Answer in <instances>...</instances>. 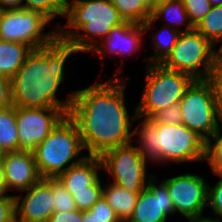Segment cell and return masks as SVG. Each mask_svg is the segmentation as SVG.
Segmentation results:
<instances>
[{"instance_id":"cell-42","label":"cell","mask_w":222,"mask_h":222,"mask_svg":"<svg viewBox=\"0 0 222 222\" xmlns=\"http://www.w3.org/2000/svg\"><path fill=\"white\" fill-rule=\"evenodd\" d=\"M143 2L152 10L155 6V0H143Z\"/></svg>"},{"instance_id":"cell-3","label":"cell","mask_w":222,"mask_h":222,"mask_svg":"<svg viewBox=\"0 0 222 222\" xmlns=\"http://www.w3.org/2000/svg\"><path fill=\"white\" fill-rule=\"evenodd\" d=\"M132 143L158 170L172 164L177 167L187 164L189 168L205 161L206 140L182 123L164 124L136 116Z\"/></svg>"},{"instance_id":"cell-39","label":"cell","mask_w":222,"mask_h":222,"mask_svg":"<svg viewBox=\"0 0 222 222\" xmlns=\"http://www.w3.org/2000/svg\"><path fill=\"white\" fill-rule=\"evenodd\" d=\"M0 192L4 195L7 194L6 184L4 180V172H3V165L0 160Z\"/></svg>"},{"instance_id":"cell-8","label":"cell","mask_w":222,"mask_h":222,"mask_svg":"<svg viewBox=\"0 0 222 222\" xmlns=\"http://www.w3.org/2000/svg\"><path fill=\"white\" fill-rule=\"evenodd\" d=\"M57 30L47 17L37 11L25 8L4 10L0 21V40L20 42L34 50L51 44L58 37Z\"/></svg>"},{"instance_id":"cell-26","label":"cell","mask_w":222,"mask_h":222,"mask_svg":"<svg viewBox=\"0 0 222 222\" xmlns=\"http://www.w3.org/2000/svg\"><path fill=\"white\" fill-rule=\"evenodd\" d=\"M204 163L212 177H222V127L206 140Z\"/></svg>"},{"instance_id":"cell-25","label":"cell","mask_w":222,"mask_h":222,"mask_svg":"<svg viewBox=\"0 0 222 222\" xmlns=\"http://www.w3.org/2000/svg\"><path fill=\"white\" fill-rule=\"evenodd\" d=\"M24 8L42 13L58 28L64 21L66 0H24Z\"/></svg>"},{"instance_id":"cell-9","label":"cell","mask_w":222,"mask_h":222,"mask_svg":"<svg viewBox=\"0 0 222 222\" xmlns=\"http://www.w3.org/2000/svg\"><path fill=\"white\" fill-rule=\"evenodd\" d=\"M214 63L215 46L194 28L180 33L171 54L162 65L188 74L195 80H203L212 72Z\"/></svg>"},{"instance_id":"cell-1","label":"cell","mask_w":222,"mask_h":222,"mask_svg":"<svg viewBox=\"0 0 222 222\" xmlns=\"http://www.w3.org/2000/svg\"><path fill=\"white\" fill-rule=\"evenodd\" d=\"M101 77L84 88L74 87L68 112L78 128L87 156H100L109 149L130 144L137 116L136 109L132 111L127 107L130 75L107 80Z\"/></svg>"},{"instance_id":"cell-41","label":"cell","mask_w":222,"mask_h":222,"mask_svg":"<svg viewBox=\"0 0 222 222\" xmlns=\"http://www.w3.org/2000/svg\"><path fill=\"white\" fill-rule=\"evenodd\" d=\"M83 222H96V221L94 220L92 214L88 210H86L83 211Z\"/></svg>"},{"instance_id":"cell-17","label":"cell","mask_w":222,"mask_h":222,"mask_svg":"<svg viewBox=\"0 0 222 222\" xmlns=\"http://www.w3.org/2000/svg\"><path fill=\"white\" fill-rule=\"evenodd\" d=\"M143 26L145 28V36L149 37L147 39L151 38L150 44L151 50H153L150 56H143V61L146 62L144 63L145 67L148 64H162L171 54L180 32L169 26L162 25L160 22H156L152 17Z\"/></svg>"},{"instance_id":"cell-11","label":"cell","mask_w":222,"mask_h":222,"mask_svg":"<svg viewBox=\"0 0 222 222\" xmlns=\"http://www.w3.org/2000/svg\"><path fill=\"white\" fill-rule=\"evenodd\" d=\"M182 124L205 140L222 127L213 92L206 79L194 80L180 100Z\"/></svg>"},{"instance_id":"cell-32","label":"cell","mask_w":222,"mask_h":222,"mask_svg":"<svg viewBox=\"0 0 222 222\" xmlns=\"http://www.w3.org/2000/svg\"><path fill=\"white\" fill-rule=\"evenodd\" d=\"M88 211L92 214L96 222H121L103 197Z\"/></svg>"},{"instance_id":"cell-18","label":"cell","mask_w":222,"mask_h":222,"mask_svg":"<svg viewBox=\"0 0 222 222\" xmlns=\"http://www.w3.org/2000/svg\"><path fill=\"white\" fill-rule=\"evenodd\" d=\"M102 175L99 156H87L80 163L70 166L56 179L72 195L74 191L90 190V186Z\"/></svg>"},{"instance_id":"cell-35","label":"cell","mask_w":222,"mask_h":222,"mask_svg":"<svg viewBox=\"0 0 222 222\" xmlns=\"http://www.w3.org/2000/svg\"><path fill=\"white\" fill-rule=\"evenodd\" d=\"M13 105L10 79L0 75V109Z\"/></svg>"},{"instance_id":"cell-14","label":"cell","mask_w":222,"mask_h":222,"mask_svg":"<svg viewBox=\"0 0 222 222\" xmlns=\"http://www.w3.org/2000/svg\"><path fill=\"white\" fill-rule=\"evenodd\" d=\"M156 175L138 195L136 205L126 222H170L176 216L166 186Z\"/></svg>"},{"instance_id":"cell-5","label":"cell","mask_w":222,"mask_h":222,"mask_svg":"<svg viewBox=\"0 0 222 222\" xmlns=\"http://www.w3.org/2000/svg\"><path fill=\"white\" fill-rule=\"evenodd\" d=\"M81 136L68 115L32 151L41 178H56L85 157Z\"/></svg>"},{"instance_id":"cell-23","label":"cell","mask_w":222,"mask_h":222,"mask_svg":"<svg viewBox=\"0 0 222 222\" xmlns=\"http://www.w3.org/2000/svg\"><path fill=\"white\" fill-rule=\"evenodd\" d=\"M111 2L126 21L144 24L151 17L152 10L143 0H111Z\"/></svg>"},{"instance_id":"cell-4","label":"cell","mask_w":222,"mask_h":222,"mask_svg":"<svg viewBox=\"0 0 222 222\" xmlns=\"http://www.w3.org/2000/svg\"><path fill=\"white\" fill-rule=\"evenodd\" d=\"M64 19L57 28L58 38L81 56L91 53L113 26L124 21L111 0H66Z\"/></svg>"},{"instance_id":"cell-12","label":"cell","mask_w":222,"mask_h":222,"mask_svg":"<svg viewBox=\"0 0 222 222\" xmlns=\"http://www.w3.org/2000/svg\"><path fill=\"white\" fill-rule=\"evenodd\" d=\"M205 175L190 170V172L181 171V174L159 179L166 186L175 214L179 218L206 215L209 179Z\"/></svg>"},{"instance_id":"cell-15","label":"cell","mask_w":222,"mask_h":222,"mask_svg":"<svg viewBox=\"0 0 222 222\" xmlns=\"http://www.w3.org/2000/svg\"><path fill=\"white\" fill-rule=\"evenodd\" d=\"M16 222H48L54 212L52 178H41L15 195Z\"/></svg>"},{"instance_id":"cell-37","label":"cell","mask_w":222,"mask_h":222,"mask_svg":"<svg viewBox=\"0 0 222 222\" xmlns=\"http://www.w3.org/2000/svg\"><path fill=\"white\" fill-rule=\"evenodd\" d=\"M0 7L3 10L24 8V0H0Z\"/></svg>"},{"instance_id":"cell-16","label":"cell","mask_w":222,"mask_h":222,"mask_svg":"<svg viewBox=\"0 0 222 222\" xmlns=\"http://www.w3.org/2000/svg\"><path fill=\"white\" fill-rule=\"evenodd\" d=\"M1 162L7 194L13 193L15 196L41 179L32 151L19 150L2 153Z\"/></svg>"},{"instance_id":"cell-20","label":"cell","mask_w":222,"mask_h":222,"mask_svg":"<svg viewBox=\"0 0 222 222\" xmlns=\"http://www.w3.org/2000/svg\"><path fill=\"white\" fill-rule=\"evenodd\" d=\"M138 195L139 193L129 192L111 181L104 180L103 198L108 202L121 222H126L130 218Z\"/></svg>"},{"instance_id":"cell-40","label":"cell","mask_w":222,"mask_h":222,"mask_svg":"<svg viewBox=\"0 0 222 222\" xmlns=\"http://www.w3.org/2000/svg\"><path fill=\"white\" fill-rule=\"evenodd\" d=\"M215 61H222V39L215 45Z\"/></svg>"},{"instance_id":"cell-36","label":"cell","mask_w":222,"mask_h":222,"mask_svg":"<svg viewBox=\"0 0 222 222\" xmlns=\"http://www.w3.org/2000/svg\"><path fill=\"white\" fill-rule=\"evenodd\" d=\"M48 222H83V211L53 212Z\"/></svg>"},{"instance_id":"cell-29","label":"cell","mask_w":222,"mask_h":222,"mask_svg":"<svg viewBox=\"0 0 222 222\" xmlns=\"http://www.w3.org/2000/svg\"><path fill=\"white\" fill-rule=\"evenodd\" d=\"M215 178H217L216 181L209 182L208 185V210L206 211L210 216L222 220V177Z\"/></svg>"},{"instance_id":"cell-45","label":"cell","mask_w":222,"mask_h":222,"mask_svg":"<svg viewBox=\"0 0 222 222\" xmlns=\"http://www.w3.org/2000/svg\"><path fill=\"white\" fill-rule=\"evenodd\" d=\"M3 11L4 10L0 7V21H1V18H2Z\"/></svg>"},{"instance_id":"cell-24","label":"cell","mask_w":222,"mask_h":222,"mask_svg":"<svg viewBox=\"0 0 222 222\" xmlns=\"http://www.w3.org/2000/svg\"><path fill=\"white\" fill-rule=\"evenodd\" d=\"M194 28L215 46L222 39V5L213 6Z\"/></svg>"},{"instance_id":"cell-2","label":"cell","mask_w":222,"mask_h":222,"mask_svg":"<svg viewBox=\"0 0 222 222\" xmlns=\"http://www.w3.org/2000/svg\"><path fill=\"white\" fill-rule=\"evenodd\" d=\"M78 55L81 54L73 46L58 37L51 44L32 50L10 79L13 106L26 109H69L75 90L65 92L62 88L65 87V81L71 79L67 77L70 59ZM61 90L63 93H60Z\"/></svg>"},{"instance_id":"cell-33","label":"cell","mask_w":222,"mask_h":222,"mask_svg":"<svg viewBox=\"0 0 222 222\" xmlns=\"http://www.w3.org/2000/svg\"><path fill=\"white\" fill-rule=\"evenodd\" d=\"M151 119L154 122L164 124H181L182 115L180 110V103H174L167 108L160 110Z\"/></svg>"},{"instance_id":"cell-28","label":"cell","mask_w":222,"mask_h":222,"mask_svg":"<svg viewBox=\"0 0 222 222\" xmlns=\"http://www.w3.org/2000/svg\"><path fill=\"white\" fill-rule=\"evenodd\" d=\"M54 212H70L77 210L73 196L56 179L52 178Z\"/></svg>"},{"instance_id":"cell-13","label":"cell","mask_w":222,"mask_h":222,"mask_svg":"<svg viewBox=\"0 0 222 222\" xmlns=\"http://www.w3.org/2000/svg\"><path fill=\"white\" fill-rule=\"evenodd\" d=\"M19 150L33 151L68 115L69 109L15 107Z\"/></svg>"},{"instance_id":"cell-19","label":"cell","mask_w":222,"mask_h":222,"mask_svg":"<svg viewBox=\"0 0 222 222\" xmlns=\"http://www.w3.org/2000/svg\"><path fill=\"white\" fill-rule=\"evenodd\" d=\"M151 17L156 22L161 21L162 25L169 26L180 33L194 29L182 0L157 3L152 9Z\"/></svg>"},{"instance_id":"cell-21","label":"cell","mask_w":222,"mask_h":222,"mask_svg":"<svg viewBox=\"0 0 222 222\" xmlns=\"http://www.w3.org/2000/svg\"><path fill=\"white\" fill-rule=\"evenodd\" d=\"M31 51L26 44L0 40V75L11 79Z\"/></svg>"},{"instance_id":"cell-22","label":"cell","mask_w":222,"mask_h":222,"mask_svg":"<svg viewBox=\"0 0 222 222\" xmlns=\"http://www.w3.org/2000/svg\"><path fill=\"white\" fill-rule=\"evenodd\" d=\"M0 151H19L16 111L13 105L0 109Z\"/></svg>"},{"instance_id":"cell-43","label":"cell","mask_w":222,"mask_h":222,"mask_svg":"<svg viewBox=\"0 0 222 222\" xmlns=\"http://www.w3.org/2000/svg\"><path fill=\"white\" fill-rule=\"evenodd\" d=\"M211 3V6H220L222 5V0H208Z\"/></svg>"},{"instance_id":"cell-7","label":"cell","mask_w":222,"mask_h":222,"mask_svg":"<svg viewBox=\"0 0 222 222\" xmlns=\"http://www.w3.org/2000/svg\"><path fill=\"white\" fill-rule=\"evenodd\" d=\"M99 158L105 180L111 181L129 192L140 193L155 176V172H148L153 165L144 158L132 142L109 149Z\"/></svg>"},{"instance_id":"cell-6","label":"cell","mask_w":222,"mask_h":222,"mask_svg":"<svg viewBox=\"0 0 222 222\" xmlns=\"http://www.w3.org/2000/svg\"><path fill=\"white\" fill-rule=\"evenodd\" d=\"M144 81L136 114L151 119L157 112L179 103L186 89L195 80L190 75L165 68L162 64H148L144 68Z\"/></svg>"},{"instance_id":"cell-34","label":"cell","mask_w":222,"mask_h":222,"mask_svg":"<svg viewBox=\"0 0 222 222\" xmlns=\"http://www.w3.org/2000/svg\"><path fill=\"white\" fill-rule=\"evenodd\" d=\"M0 222H16L15 196L4 194L0 198Z\"/></svg>"},{"instance_id":"cell-44","label":"cell","mask_w":222,"mask_h":222,"mask_svg":"<svg viewBox=\"0 0 222 222\" xmlns=\"http://www.w3.org/2000/svg\"><path fill=\"white\" fill-rule=\"evenodd\" d=\"M165 1H178V0H155V5L159 2H165Z\"/></svg>"},{"instance_id":"cell-30","label":"cell","mask_w":222,"mask_h":222,"mask_svg":"<svg viewBox=\"0 0 222 222\" xmlns=\"http://www.w3.org/2000/svg\"><path fill=\"white\" fill-rule=\"evenodd\" d=\"M206 80L211 86L216 110L222 121V61H215L213 70Z\"/></svg>"},{"instance_id":"cell-31","label":"cell","mask_w":222,"mask_h":222,"mask_svg":"<svg viewBox=\"0 0 222 222\" xmlns=\"http://www.w3.org/2000/svg\"><path fill=\"white\" fill-rule=\"evenodd\" d=\"M185 11L188 14L189 21L195 27L204 16H206L212 6L208 0H182Z\"/></svg>"},{"instance_id":"cell-27","label":"cell","mask_w":222,"mask_h":222,"mask_svg":"<svg viewBox=\"0 0 222 222\" xmlns=\"http://www.w3.org/2000/svg\"><path fill=\"white\" fill-rule=\"evenodd\" d=\"M104 177L101 175L91 186L90 190L74 191L72 194L76 208L81 211L91 209L103 197Z\"/></svg>"},{"instance_id":"cell-10","label":"cell","mask_w":222,"mask_h":222,"mask_svg":"<svg viewBox=\"0 0 222 222\" xmlns=\"http://www.w3.org/2000/svg\"><path fill=\"white\" fill-rule=\"evenodd\" d=\"M145 28L143 24L133 23L124 20L122 23L113 26L106 38H104L90 53L89 56L92 58L100 57L102 68L100 74L97 77L103 76L105 66L107 65L105 61L106 57H110L111 61L116 60L122 64H118V67L114 71V74L110 77H125L124 76V60L131 57L140 58L143 48L148 49L144 45L146 44ZM139 54V55H138ZM114 59V60H112Z\"/></svg>"},{"instance_id":"cell-38","label":"cell","mask_w":222,"mask_h":222,"mask_svg":"<svg viewBox=\"0 0 222 222\" xmlns=\"http://www.w3.org/2000/svg\"><path fill=\"white\" fill-rule=\"evenodd\" d=\"M186 222H222V220L215 218V217H211L210 215H203V216H199V217H194V218H186L183 219V221Z\"/></svg>"}]
</instances>
